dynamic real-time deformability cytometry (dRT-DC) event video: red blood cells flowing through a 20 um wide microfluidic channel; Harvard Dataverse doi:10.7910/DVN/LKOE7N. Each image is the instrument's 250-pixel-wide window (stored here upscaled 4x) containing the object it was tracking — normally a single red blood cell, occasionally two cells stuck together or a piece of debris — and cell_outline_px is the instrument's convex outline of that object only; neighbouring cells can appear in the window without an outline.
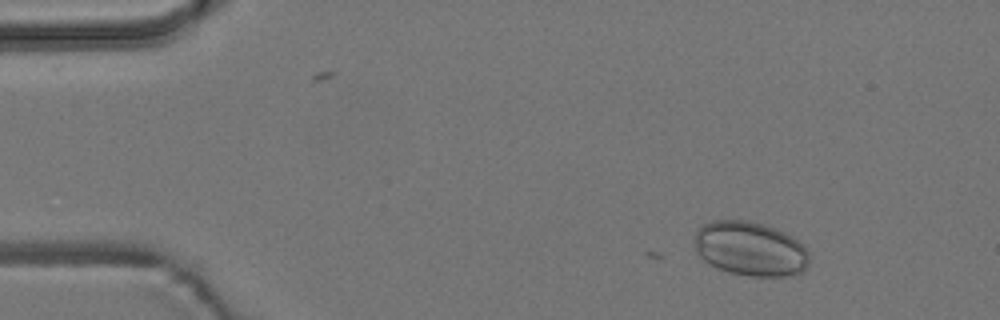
{"species": "common noctule bat (a hibernating species)", "species_latin": "Nyctalus noctula", "temperature_condition": "room temperature", "stored_images_in_passage": 5, "camera_frame_rate_fps": 3000, "um_per_image_px": 0.085, "animal": {"sex": "male", "body_mass_g": 19.2, "forearm_length_mm": 51.8}, "frame": {"image": 1, "passage_image": 2, "time_ms": 1.667, "image_size_px": [1000, 320], "cell_outline_px": [[808, 264], [804, 272], [784, 276], [748, 276], [728, 272], [716, 268], [708, 264], [696, 252], [696, 232], [704, 224], [712, 220], [752, 220], [776, 228], [792, 236], [808, 252]], "centroid_in_image_um": [63.77, 21.15], "position_along_channel_um": 21.2, "area_um2": 36.41}}